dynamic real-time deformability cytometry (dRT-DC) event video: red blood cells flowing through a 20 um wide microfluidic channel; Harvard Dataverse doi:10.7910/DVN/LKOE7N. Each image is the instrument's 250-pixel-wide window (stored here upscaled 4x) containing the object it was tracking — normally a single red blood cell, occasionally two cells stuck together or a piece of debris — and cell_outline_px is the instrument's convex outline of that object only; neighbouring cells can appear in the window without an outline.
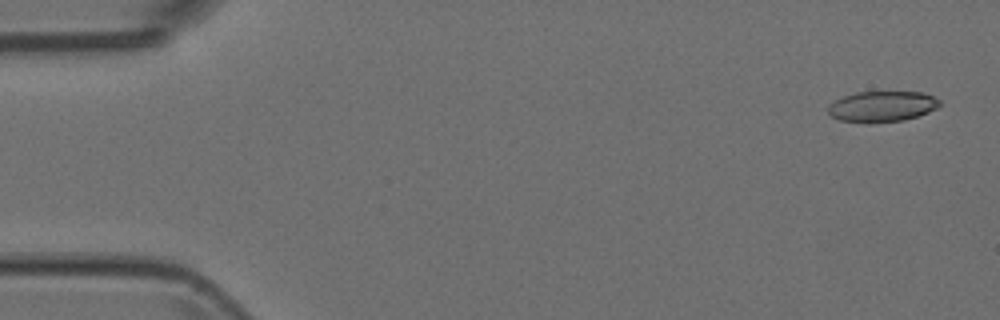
{"species": "Egyptian fruit bat (a non-hibernating species)", "species_latin": "Rousettus aegyptiacus", "temperature_condition": "room temperature", "stored_images_in_passage": 5, "camera_frame_rate_fps": 3000, "um_per_image_px": 0.085, "animal": {"sex": "female"}, "frame": {"image": 1, "passage_image": 1, "time_ms": 0.0, "image_size_px": [1000, 320], "cell_outline_px": [[940, 104], [936, 108], [928, 112], [904, 120], [872, 124], [864, 124], [840, 120], [832, 116], [828, 112], [828, 104], [844, 96], [856, 92], [924, 92], [940, 100]], "centroid_in_image_um": [74.95, 9.07], "position_along_channel_um": 10.1, "area_um2": 20.17}}